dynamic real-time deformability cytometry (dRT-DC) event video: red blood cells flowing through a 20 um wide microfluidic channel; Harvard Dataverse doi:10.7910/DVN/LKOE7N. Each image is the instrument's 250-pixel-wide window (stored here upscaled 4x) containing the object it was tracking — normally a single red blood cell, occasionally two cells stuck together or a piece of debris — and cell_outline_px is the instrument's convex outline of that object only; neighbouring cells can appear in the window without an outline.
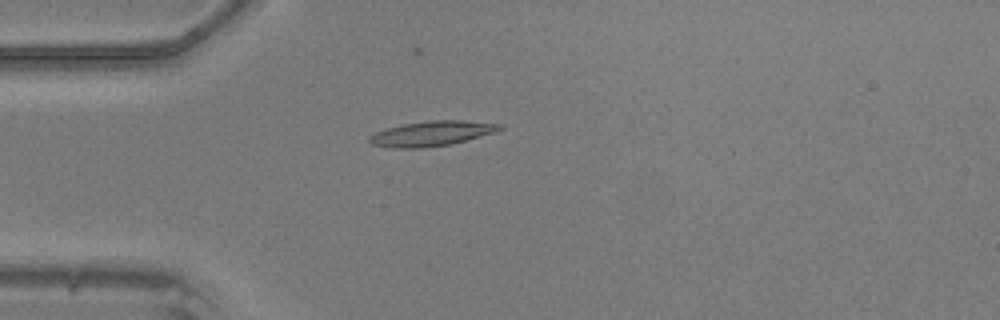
{"species": "common noctule bat (a hibernating species)", "species_latin": "Nyctalus noctula", "temperature_condition": "warm", "stored_images_in_passage": 34, "camera_frame_rate_fps": 3000, "um_per_image_px": 0.085, "animal": {"sex": "male", "body_mass_g": 20.5, "forearm_length_mm": 52.5}, "frame": {"image": 1, "passage_image": 8, "time_ms": 2.333, "image_size_px": [1000, 320], "cell_outline_px": [[504, 128], [496, 132], [452, 144], [424, 148], [388, 148], [372, 144], [368, 140], [368, 136], [384, 128], [400, 124], [428, 120], [460, 120], [504, 124]], "centroid_in_image_um": [36.68, 11.34], "position_along_channel_um": 48.3, "area_um2": 19.36}}
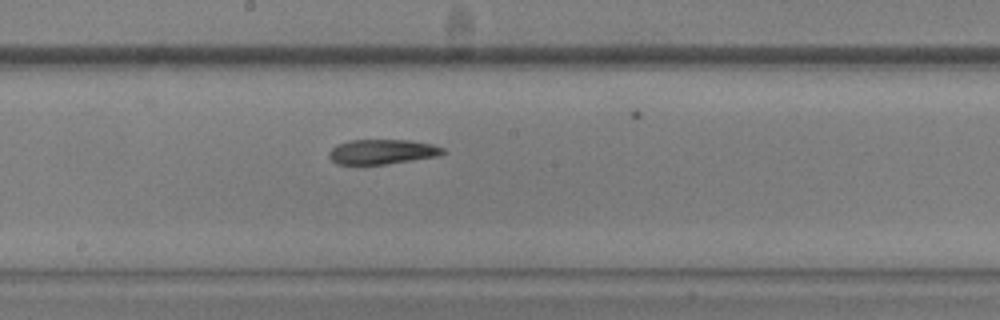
{"frame": {"image": 2, "passage_image": 21, "time_ms": 6.667, "image_size_px": [1000, 320], "cell_outline_px": [[444, 152], [440, 156], [384, 164], [336, 164], [328, 156], [328, 152], [336, 144], [348, 140], [408, 140], [432, 144], [444, 148]], "centroid_in_image_um": [32.46, 12.89], "position_along_channel_um": 215.7, "area_um2": 16.47}}
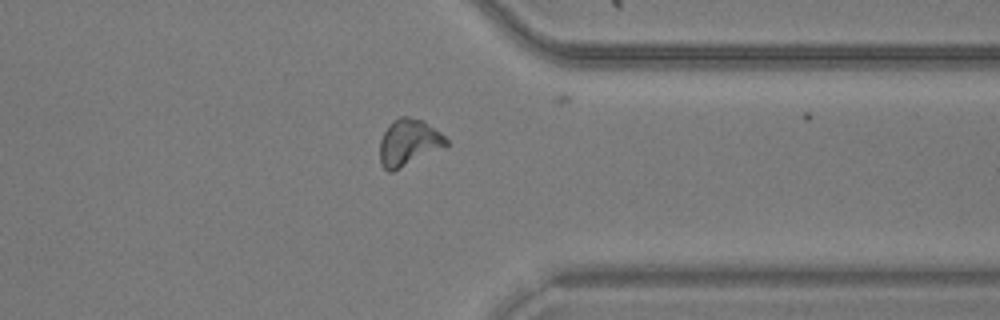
{"frame": {"image": 3, "passage_image": 33, "time_ms": 10.667, "image_size_px": [1000, 320], "cell_outline_px": [[448, 144], [392, 172], [388, 172], [380, 164], [380, 140], [384, 132], [392, 120], [400, 116], [408, 116], [424, 120], [440, 132], [448, 140]], "centroid_in_image_um": [34.7, 12.08], "position_along_channel_um": 376.7, "area_um2": 17.8}}